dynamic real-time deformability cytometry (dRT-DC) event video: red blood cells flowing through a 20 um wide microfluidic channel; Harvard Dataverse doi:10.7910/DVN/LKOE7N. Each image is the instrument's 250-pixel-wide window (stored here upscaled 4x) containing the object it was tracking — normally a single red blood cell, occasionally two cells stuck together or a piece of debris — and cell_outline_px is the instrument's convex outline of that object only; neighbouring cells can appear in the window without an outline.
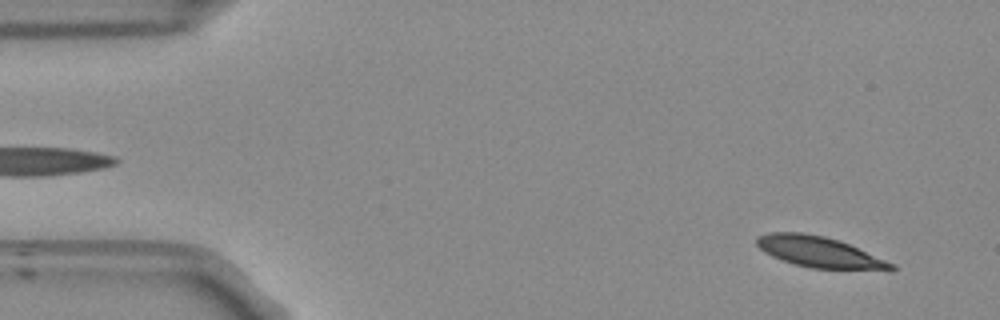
{"species": "Egyptian fruit bat (a non-hibernating species)", "species_latin": "Rousettus aegyptiacus", "temperature_condition": "room temperature", "stored_images_in_passage": 53, "camera_frame_rate_fps": 3000, "um_per_image_px": 0.085, "frame": {"image": 1, "passage_image": 4, "time_ms": 1.0, "image_size_px": [1000, 320], "cell_outline_px": [[896, 268], [812, 268], [796, 264], [772, 256], [764, 252], [756, 244], [756, 240], [760, 236], [768, 232], [800, 232], [824, 236], [848, 244], [896, 264]], "centroid_in_image_um": [69.54, 21.38], "position_along_channel_um": 15.5, "area_um2": 23.18}}
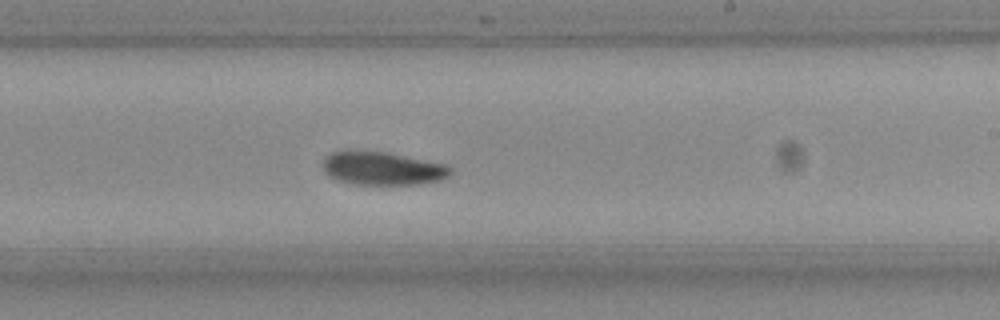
{"frame": {"image": 2, "passage_image": 31, "time_ms": 10.0, "image_size_px": [1000, 320], "cell_outline_px": [[452, 172], [448, 176], [440, 180], [416, 184], [348, 184], [336, 180], [328, 176], [324, 172], [324, 156], [332, 152], [348, 148], [388, 152], [448, 164], [452, 168]], "centroid_in_image_um": [32.46, 14.28], "position_along_channel_um": 256.5, "area_um2": 25.49}}
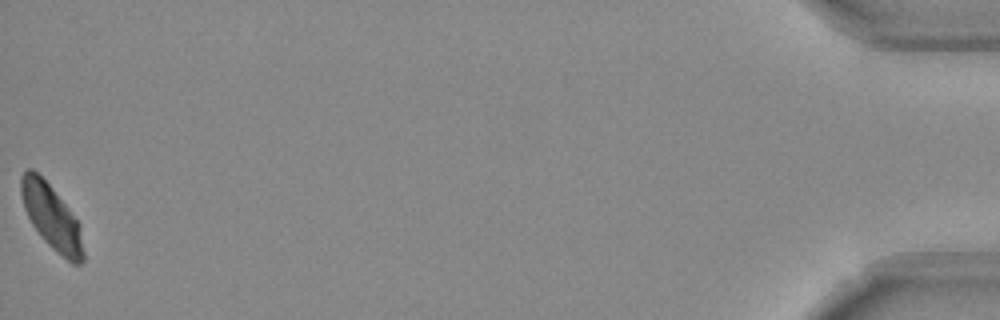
{"frame": {"image": 3, "passage_image": 53, "time_ms": 17.333, "image_size_px": [1000, 320], "cell_outline_px": [[84, 260], [80, 264], [72, 264], [52, 248], [48, 244], [32, 224], [24, 208], [20, 192], [20, 176], [28, 168], [32, 168], [52, 188], [68, 208], [80, 224], [84, 252]], "centroid_in_image_um": [4.39, 18.46], "position_along_channel_um": 430.8, "area_um2": 23.24}, "authors_computed_cell_mechanics": {"area_um2": 24.9118, "velocity_mm_per_s": 3.7906, "shape_relaxation_time_tau1_ms": 3.5315, "shape_relaxation_time_tau2_ms": null, "deformation_change_tau1": 0.1175, "deformation_change_tau2": null}}